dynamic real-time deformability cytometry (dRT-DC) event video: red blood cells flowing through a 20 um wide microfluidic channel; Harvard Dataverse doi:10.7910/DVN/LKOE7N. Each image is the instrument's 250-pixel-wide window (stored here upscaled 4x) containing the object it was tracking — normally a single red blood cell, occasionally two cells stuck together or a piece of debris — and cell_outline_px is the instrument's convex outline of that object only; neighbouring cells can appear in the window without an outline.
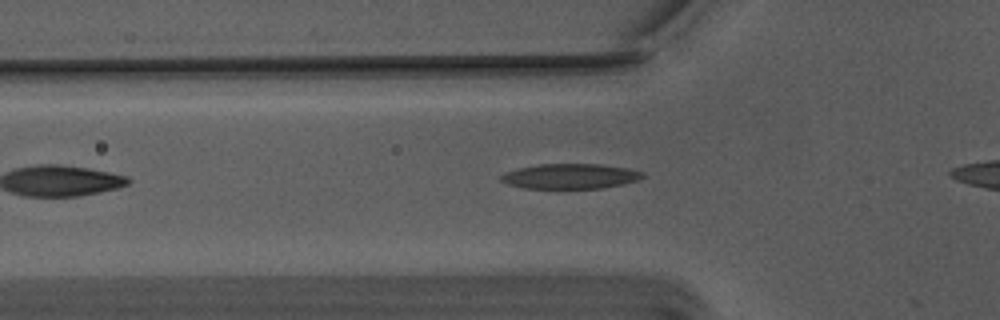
{"species": "Egyptian fruit bat (a non-hibernating species)", "species_latin": "Rousettus aegyptiacus", "temperature_condition": "warm", "stored_images_in_passage": 25, "camera_frame_rate_fps": 3000, "um_per_image_px": 0.085, "animal": {"sex": "male"}, "frame": {"image": 1, "passage_image": 7, "time_ms": 2.0, "image_size_px": [1000, 320], "cell_outline_px": [[644, 176], [636, 180], [624, 184], [600, 188], [524, 188], [508, 184], [500, 180], [500, 176], [516, 168], [540, 164], [600, 164], [628, 168], [644, 172]], "centroid_in_image_um": [48.48, 14.97], "position_along_channel_um": 77.3, "area_um2": 20.58}}
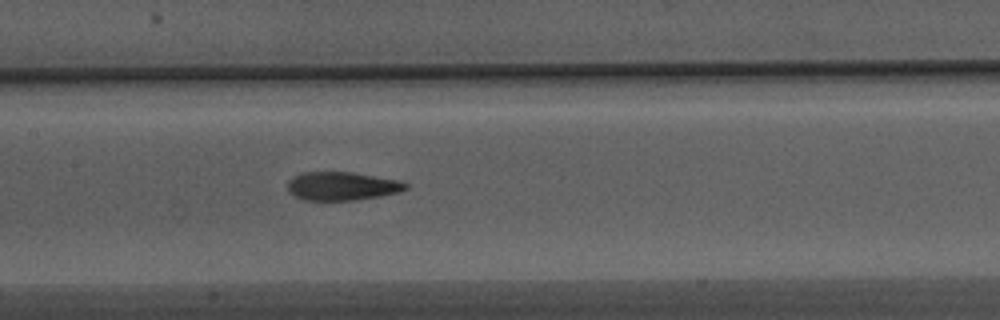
{"frame": {"image": 2, "passage_image": 15, "time_ms": 4.667, "image_size_px": [1000, 320], "cell_outline_px": [[408, 188], [400, 192], [380, 196], [356, 200], [304, 200], [288, 192], [288, 180], [292, 176], [304, 172], [352, 172], [400, 180], [408, 184]], "centroid_in_image_um": [29.08, 15.81], "position_along_channel_um": 178.3, "area_um2": 19.71}}
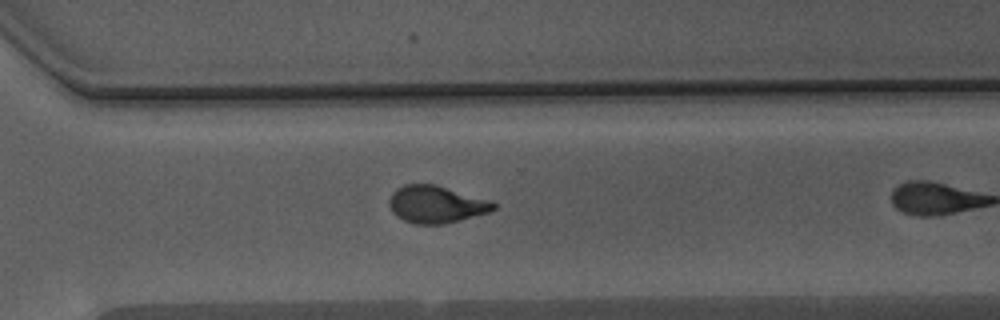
{"frame": {"image": 3, "passage_image": 24, "time_ms": 7.667, "image_size_px": [1000, 320], "cell_outline_px": [[496, 208], [488, 212], [460, 220], [444, 224], [416, 224], [404, 220], [396, 216], [392, 212], [388, 204], [388, 200], [392, 192], [396, 188], [404, 184], [436, 184], [492, 200], [496, 204]], "centroid_in_image_um": [37.06, 17.35], "position_along_channel_um": 333.5, "area_um2": 22.89}}